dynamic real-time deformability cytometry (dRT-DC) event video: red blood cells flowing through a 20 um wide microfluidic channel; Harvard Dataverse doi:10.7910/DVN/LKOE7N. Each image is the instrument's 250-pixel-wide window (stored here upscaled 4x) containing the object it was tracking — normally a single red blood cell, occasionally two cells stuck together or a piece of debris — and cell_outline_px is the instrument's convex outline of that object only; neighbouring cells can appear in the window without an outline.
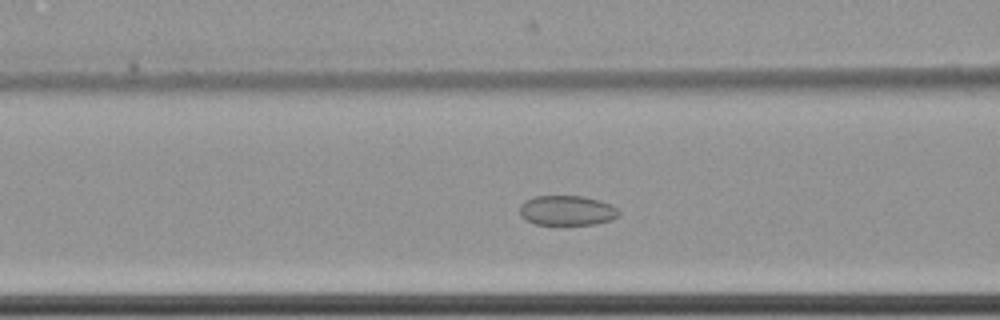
{"species": "common noctule bat (a hibernating species)", "species_latin": "Nyctalus noctula", "temperature_condition": "cold", "stored_images_in_passage": 51, "camera_frame_rate_fps": 3000, "um_per_image_px": 0.085, "animal": {"sex": "female", "body_mass_g": 22.7, "forearm_length_mm": 54.2}, "frame": {"image": 1, "passage_image": 16, "time_ms": 5.0, "image_size_px": [1000, 320], "cell_outline_px": [[620, 216], [612, 220], [596, 224], [536, 224], [524, 220], [520, 216], [520, 204], [524, 200], [532, 196], [580, 196], [600, 200], [612, 204], [620, 212]], "centroid_in_image_um": [48.19, 17.89], "position_along_channel_um": 118.4, "area_um2": 17.51}}
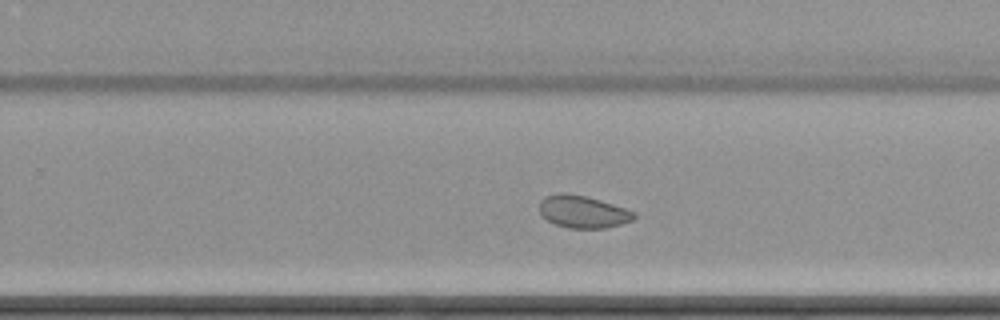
{"frame": {"image": 2, "passage_image": 30, "time_ms": 9.667, "image_size_px": [1000, 320], "cell_outline_px": [[636, 216], [632, 220], [620, 224], [604, 228], [568, 228], [556, 224], [548, 220], [540, 212], [540, 200], [544, 196], [560, 192], [564, 192], [584, 196], [600, 200], [636, 212]], "centroid_in_image_um": [49.53, 17.99], "position_along_channel_um": 280.3, "area_um2": 17.69}}
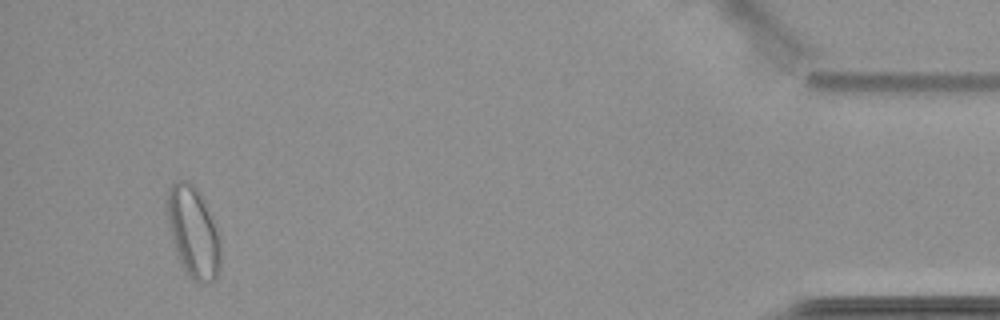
{"frame": {"image": 3, "passage_image": 48, "time_ms": 15.667, "image_size_px": [1000, 320], "cell_outline_px": [[220, 268], [216, 276], [212, 280], [192, 280], [188, 276], [176, 252], [172, 240], [168, 224], [164, 204], [168, 188], [176, 180], [188, 180], [200, 192], [216, 224], [220, 236]], "centroid_in_image_um": [16.4, 19.64], "position_along_channel_um": 418.8, "area_um2": 28.55}, "authors_computed_cell_mechanics": {"area_um2": 19.652, "velocity_mm_per_s": 3.4765, "shape_relaxation_time_tau1_ms": null, "shape_relaxation_time_tau2_ms": 2.3742, "deformation_change_tau1": null, "deformation_change_tau2": 0.0502}}